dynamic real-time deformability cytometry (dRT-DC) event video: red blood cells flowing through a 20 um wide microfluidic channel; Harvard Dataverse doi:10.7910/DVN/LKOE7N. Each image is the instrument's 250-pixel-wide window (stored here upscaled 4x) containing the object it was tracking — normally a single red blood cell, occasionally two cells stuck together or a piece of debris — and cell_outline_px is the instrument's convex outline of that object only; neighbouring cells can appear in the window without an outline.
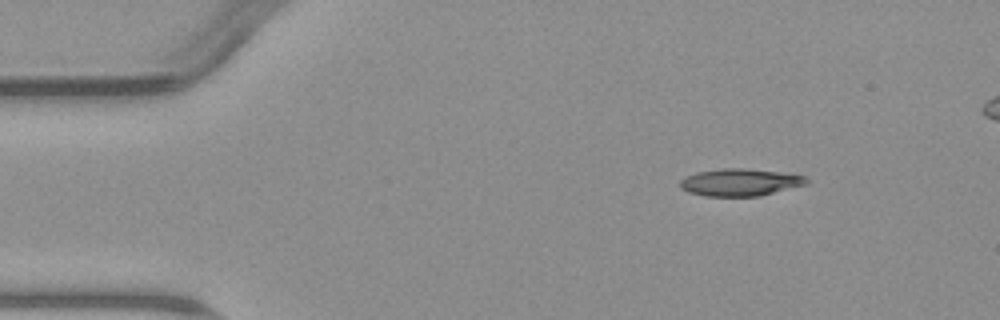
{"species": "common noctule bat (a hibernating species)", "species_latin": "Nyctalus noctula", "temperature_condition": "warm", "stored_images_in_passage": 4, "segment_of_instrument_passage": [1, 2], "camera_frame_rate_fps": 3000, "um_per_image_px": 0.085, "animal": {"sex": "male", "body_mass_g": 23.1, "forearm_length_mm": 52.7}, "frame": {"image": 1, "passage_image": 1, "time_ms": 0.0, "image_size_px": [1000, 320], "cell_outline_px": [[808, 184], [760, 196], [704, 196], [688, 192], [680, 188], [680, 180], [684, 176], [696, 172], [724, 168], [744, 168], [780, 172], [804, 176], [808, 180]], "centroid_in_image_um": [62.87, 15.5], "position_along_channel_um": 22.1, "area_um2": 20.17}}